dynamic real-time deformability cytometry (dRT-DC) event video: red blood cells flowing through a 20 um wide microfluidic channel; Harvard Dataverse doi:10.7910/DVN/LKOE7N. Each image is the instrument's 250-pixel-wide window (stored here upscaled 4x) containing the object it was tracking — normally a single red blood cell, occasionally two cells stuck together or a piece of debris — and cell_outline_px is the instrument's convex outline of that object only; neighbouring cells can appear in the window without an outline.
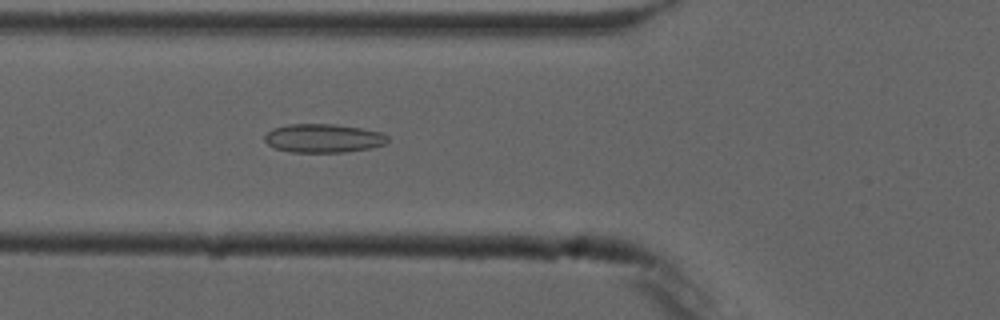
{"species": "common noctule bat (a hibernating species)", "species_latin": "Nyctalus noctula", "temperature_condition": "cold", "stored_images_in_passage": 6, "camera_frame_rate_fps": 3000, "um_per_image_px": 0.085, "animal": {"sex": "male", "forearm_length_mm": 52.5}, "frame": {"image": 1, "passage_image": 6, "time_ms": 5.667, "image_size_px": [1000, 320], "cell_outline_px": [[388, 140], [384, 144], [368, 148], [340, 152], [292, 152], [276, 148], [268, 144], [264, 140], [264, 136], [272, 128], [288, 124], [332, 124], [360, 128], [380, 132], [388, 136]], "centroid_in_image_um": [27.44, 11.74], "position_along_channel_um": 98.4, "area_um2": 20.29}}